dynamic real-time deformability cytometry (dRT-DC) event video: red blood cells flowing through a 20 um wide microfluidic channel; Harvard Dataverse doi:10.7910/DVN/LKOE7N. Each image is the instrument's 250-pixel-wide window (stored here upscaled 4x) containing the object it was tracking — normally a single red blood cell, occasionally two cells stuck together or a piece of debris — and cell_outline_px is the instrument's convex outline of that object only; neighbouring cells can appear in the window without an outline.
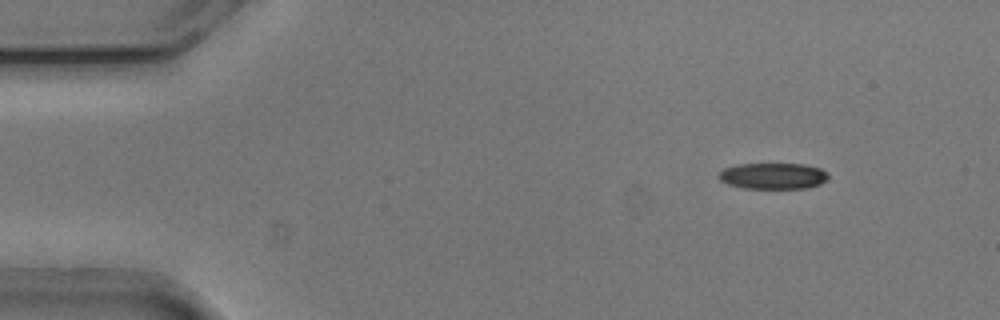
{"species": "common noctule bat (a hibernating species)", "species_latin": "Nyctalus noctula", "temperature_condition": "cold", "stored_images_in_passage": 48, "camera_frame_rate_fps": 3000, "um_per_image_px": 0.085, "animal": {"sex": "male", "body_mass_g": 20.5, "forearm_length_mm": 52.5}, "frame": {"image": 1, "passage_image": 1, "time_ms": 0.0, "image_size_px": [1000, 320], "cell_outline_px": [[828, 180], [820, 184], [808, 188], [744, 188], [728, 184], [720, 180], [716, 176], [724, 168], [736, 164], [804, 164], [820, 168], [828, 176]], "centroid_in_image_um": [65.69, 14.95], "position_along_channel_um": 19.3, "area_um2": 16.7}}
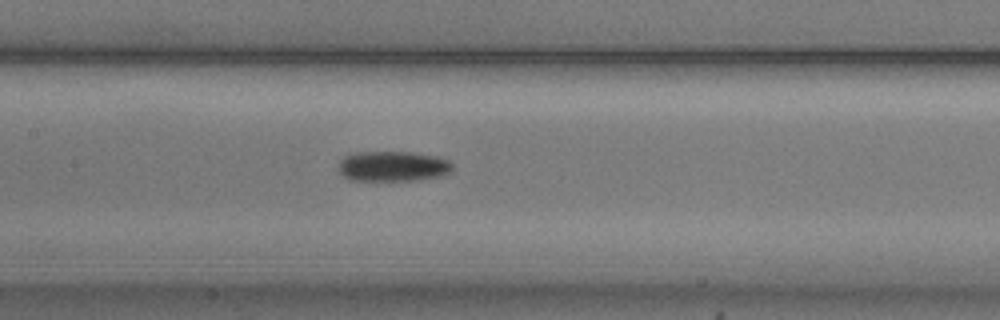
{"frame": {"image": 2, "passage_image": 20, "time_ms": 6.333, "image_size_px": [1000, 320], "cell_outline_px": [[452, 172], [440, 176], [416, 180], [348, 180], [336, 168], [340, 160], [344, 156], [356, 152], [412, 152], [436, 156], [448, 160], [452, 164]], "centroid_in_image_um": [33.37, 14.13], "position_along_channel_um": 174.0, "area_um2": 20.23}}
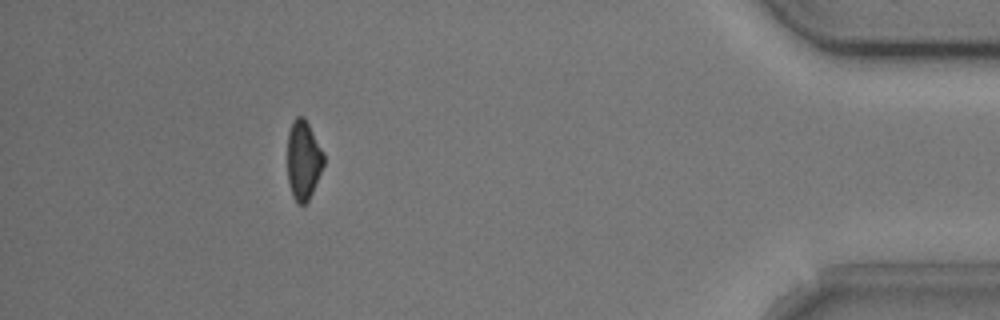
{"frame": {"image": 3, "passage_image": 43, "time_ms": 14.0, "image_size_px": [1000, 320], "cell_outline_px": [[324, 164], [312, 192], [308, 200], [304, 204], [296, 204], [292, 196], [288, 180], [288, 132], [292, 120], [296, 116], [304, 116], [324, 152]], "centroid_in_image_um": [25.78, 13.58], "position_along_channel_um": 409.4, "area_um2": 16.82}, "authors_computed_cell_mechanics": {"area_um2": 18.9006, "velocity_mm_per_s": 3.7899, "shape_relaxation_time_tau1_ms": 2.9774, "shape_relaxation_time_tau2_ms": null, "deformation_change_tau1": 0.1182, "deformation_change_tau2": null}}